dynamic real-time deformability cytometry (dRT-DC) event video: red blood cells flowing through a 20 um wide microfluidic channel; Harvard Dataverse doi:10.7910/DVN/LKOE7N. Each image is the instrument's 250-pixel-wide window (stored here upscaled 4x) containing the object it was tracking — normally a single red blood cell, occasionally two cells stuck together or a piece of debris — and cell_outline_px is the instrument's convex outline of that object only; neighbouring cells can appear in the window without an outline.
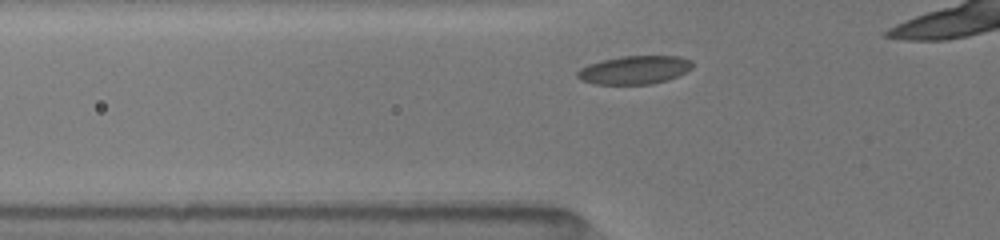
{"species": "common noctule bat (a hibernating species)", "species_latin": "Nyctalus noctula", "temperature_condition": "room temperature", "stored_images_in_passage": 3, "camera_frame_rate_fps": 3000, "um_per_image_px": 0.085, "animal": {"sex": "female", "body_mass_g": 19.5, "forearm_length_mm": 54.1}, "frame": {"image": 1, "passage_image": 3, "time_ms": 1.667, "image_size_px": [1000, 240], "cell_outline_px": [[692, 68], [668, 80], [652, 84], [596, 84], [580, 80], [576, 76], [576, 72], [580, 68], [588, 64], [604, 60], [624, 56], [680, 56], [692, 60]], "centroid_in_image_um": [53.92, 5.95], "position_along_channel_um": 71.9, "area_um2": 18.96}}